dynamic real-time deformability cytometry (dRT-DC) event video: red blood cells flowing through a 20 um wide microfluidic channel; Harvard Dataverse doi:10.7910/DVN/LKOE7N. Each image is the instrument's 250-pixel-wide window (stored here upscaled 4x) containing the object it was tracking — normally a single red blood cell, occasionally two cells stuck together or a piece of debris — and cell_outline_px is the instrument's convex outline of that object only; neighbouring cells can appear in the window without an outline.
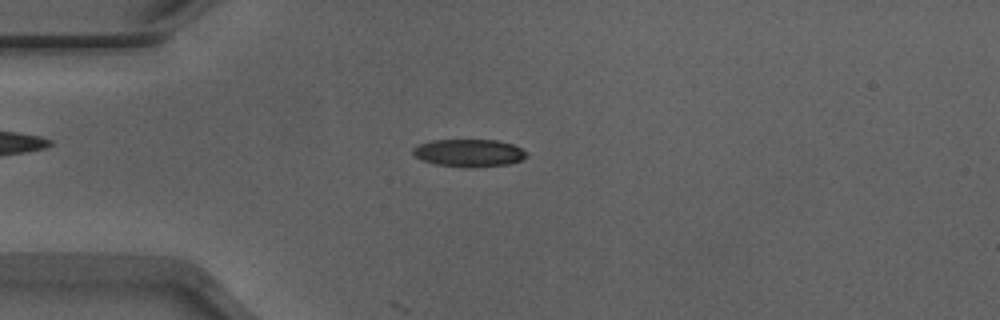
{"species": "Egyptian fruit bat (a non-hibernating species)", "species_latin": "Rousettus aegyptiacus", "temperature_condition": "warm", "stored_images_in_passage": 32, "camera_frame_rate_fps": 3000, "um_per_image_px": 0.085, "animal": {"sex": "male"}, "frame": {"image": 1, "passage_image": 13, "time_ms": 4.0, "image_size_px": [1000, 320], "cell_outline_px": [[528, 156], [520, 160], [508, 164], [468, 168], [464, 168], [436, 164], [420, 160], [412, 152], [412, 148], [420, 144], [432, 140], [496, 140], [512, 144], [528, 152]], "centroid_in_image_um": [39.86, 13.0], "position_along_channel_um": 45.1, "area_um2": 18.32}}
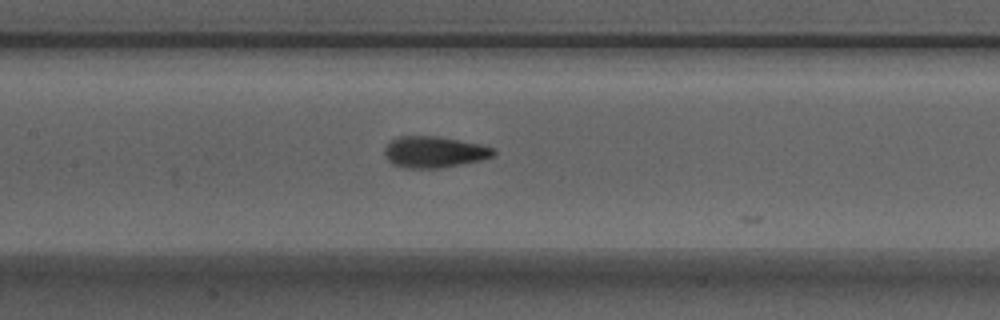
{"frame": {"image": 2, "passage_image": 24, "time_ms": 7.667, "image_size_px": [1000, 320], "cell_outline_px": [[496, 152], [492, 156], [480, 160], [440, 168], [404, 168], [392, 164], [384, 156], [384, 148], [392, 140], [400, 136], [436, 136], [480, 144], [496, 148]], "centroid_in_image_um": [36.89, 12.92], "position_along_channel_um": 170.5, "area_um2": 19.83}}
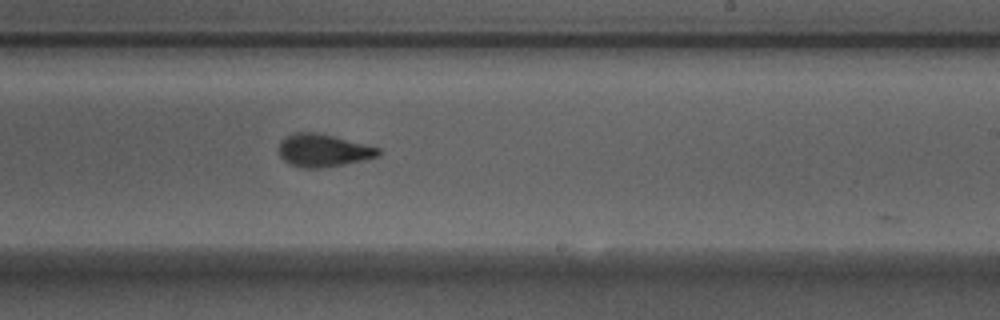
{"frame": {"image": 3, "passage_image": 31, "time_ms": 10.0, "image_size_px": [1000, 320], "cell_outline_px": [[384, 152], [380, 156], [364, 160], [344, 164], [320, 168], [304, 168], [288, 164], [280, 156], [280, 140], [296, 132], [316, 132], [380, 148]], "centroid_in_image_um": [27.5, 12.8], "position_along_channel_um": 261.5, "area_um2": 18.9}}